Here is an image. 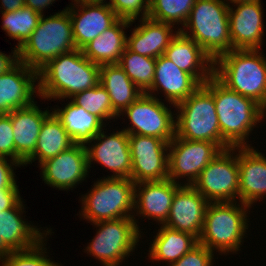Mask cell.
I'll return each mask as SVG.
<instances>
[{
	"label": "cell",
	"mask_w": 266,
	"mask_h": 266,
	"mask_svg": "<svg viewBox=\"0 0 266 266\" xmlns=\"http://www.w3.org/2000/svg\"><path fill=\"white\" fill-rule=\"evenodd\" d=\"M203 86L214 98L222 149L252 147L249 135L266 117V110L253 99L228 89L214 75Z\"/></svg>",
	"instance_id": "6da1fadb"
},
{
	"label": "cell",
	"mask_w": 266,
	"mask_h": 266,
	"mask_svg": "<svg viewBox=\"0 0 266 266\" xmlns=\"http://www.w3.org/2000/svg\"><path fill=\"white\" fill-rule=\"evenodd\" d=\"M100 67L80 49L59 55L38 71L39 99L67 101L76 93L96 87L100 82Z\"/></svg>",
	"instance_id": "7a4b0ae2"
},
{
	"label": "cell",
	"mask_w": 266,
	"mask_h": 266,
	"mask_svg": "<svg viewBox=\"0 0 266 266\" xmlns=\"http://www.w3.org/2000/svg\"><path fill=\"white\" fill-rule=\"evenodd\" d=\"M261 49H233L214 61V76L228 89L266 110V56Z\"/></svg>",
	"instance_id": "3957f363"
},
{
	"label": "cell",
	"mask_w": 266,
	"mask_h": 266,
	"mask_svg": "<svg viewBox=\"0 0 266 266\" xmlns=\"http://www.w3.org/2000/svg\"><path fill=\"white\" fill-rule=\"evenodd\" d=\"M250 209L240 201L209 202L198 243L221 256L238 254L247 236Z\"/></svg>",
	"instance_id": "277c9868"
},
{
	"label": "cell",
	"mask_w": 266,
	"mask_h": 266,
	"mask_svg": "<svg viewBox=\"0 0 266 266\" xmlns=\"http://www.w3.org/2000/svg\"><path fill=\"white\" fill-rule=\"evenodd\" d=\"M229 5L224 0H196L182 29L215 61L233 50L229 29Z\"/></svg>",
	"instance_id": "5b68a950"
},
{
	"label": "cell",
	"mask_w": 266,
	"mask_h": 266,
	"mask_svg": "<svg viewBox=\"0 0 266 266\" xmlns=\"http://www.w3.org/2000/svg\"><path fill=\"white\" fill-rule=\"evenodd\" d=\"M67 7L54 15H41L37 27L19 49V60L37 72L50 60L75 50Z\"/></svg>",
	"instance_id": "8992f818"
},
{
	"label": "cell",
	"mask_w": 266,
	"mask_h": 266,
	"mask_svg": "<svg viewBox=\"0 0 266 266\" xmlns=\"http://www.w3.org/2000/svg\"><path fill=\"white\" fill-rule=\"evenodd\" d=\"M135 183L129 178L101 177L90 191L79 199V217L97 223L120 218H133Z\"/></svg>",
	"instance_id": "52a82bcc"
},
{
	"label": "cell",
	"mask_w": 266,
	"mask_h": 266,
	"mask_svg": "<svg viewBox=\"0 0 266 266\" xmlns=\"http://www.w3.org/2000/svg\"><path fill=\"white\" fill-rule=\"evenodd\" d=\"M175 109V136L190 141L213 142L222 148L214 98L203 85Z\"/></svg>",
	"instance_id": "ba28073f"
},
{
	"label": "cell",
	"mask_w": 266,
	"mask_h": 266,
	"mask_svg": "<svg viewBox=\"0 0 266 266\" xmlns=\"http://www.w3.org/2000/svg\"><path fill=\"white\" fill-rule=\"evenodd\" d=\"M96 228V235L88 243L84 252L92 255L101 265L121 266L139 245L143 236L134 218H120L115 220L92 223ZM137 246V247H136Z\"/></svg>",
	"instance_id": "9c48e42d"
},
{
	"label": "cell",
	"mask_w": 266,
	"mask_h": 266,
	"mask_svg": "<svg viewBox=\"0 0 266 266\" xmlns=\"http://www.w3.org/2000/svg\"><path fill=\"white\" fill-rule=\"evenodd\" d=\"M171 106L175 108V105L166 104L161 98L143 93L119 115V118L122 115L130 122L123 130L129 135L151 136L171 142L176 123L175 110L171 111Z\"/></svg>",
	"instance_id": "30bf717a"
},
{
	"label": "cell",
	"mask_w": 266,
	"mask_h": 266,
	"mask_svg": "<svg viewBox=\"0 0 266 266\" xmlns=\"http://www.w3.org/2000/svg\"><path fill=\"white\" fill-rule=\"evenodd\" d=\"M192 186L208 202L239 201L237 147L222 150L201 171Z\"/></svg>",
	"instance_id": "8fae6325"
},
{
	"label": "cell",
	"mask_w": 266,
	"mask_h": 266,
	"mask_svg": "<svg viewBox=\"0 0 266 266\" xmlns=\"http://www.w3.org/2000/svg\"><path fill=\"white\" fill-rule=\"evenodd\" d=\"M222 150L213 142L190 141L174 136L168 148V179L181 185H192Z\"/></svg>",
	"instance_id": "7c38bea8"
},
{
	"label": "cell",
	"mask_w": 266,
	"mask_h": 266,
	"mask_svg": "<svg viewBox=\"0 0 266 266\" xmlns=\"http://www.w3.org/2000/svg\"><path fill=\"white\" fill-rule=\"evenodd\" d=\"M131 180L134 183L168 179L169 142L151 136L129 135Z\"/></svg>",
	"instance_id": "4fadbf2b"
},
{
	"label": "cell",
	"mask_w": 266,
	"mask_h": 266,
	"mask_svg": "<svg viewBox=\"0 0 266 266\" xmlns=\"http://www.w3.org/2000/svg\"><path fill=\"white\" fill-rule=\"evenodd\" d=\"M104 130H107V128L104 127L85 145L89 170L94 162V164L103 165L104 168L113 173L107 175V178L131 179L132 162L129 134L123 129L112 133H107Z\"/></svg>",
	"instance_id": "5bb4252c"
},
{
	"label": "cell",
	"mask_w": 266,
	"mask_h": 266,
	"mask_svg": "<svg viewBox=\"0 0 266 266\" xmlns=\"http://www.w3.org/2000/svg\"><path fill=\"white\" fill-rule=\"evenodd\" d=\"M45 184L60 191L73 190L89 176L87 150L83 144H74L57 156L39 165Z\"/></svg>",
	"instance_id": "9a60e30c"
},
{
	"label": "cell",
	"mask_w": 266,
	"mask_h": 266,
	"mask_svg": "<svg viewBox=\"0 0 266 266\" xmlns=\"http://www.w3.org/2000/svg\"><path fill=\"white\" fill-rule=\"evenodd\" d=\"M261 2L255 0L229 6V29L233 49H260L263 45L265 26Z\"/></svg>",
	"instance_id": "2e32d148"
},
{
	"label": "cell",
	"mask_w": 266,
	"mask_h": 266,
	"mask_svg": "<svg viewBox=\"0 0 266 266\" xmlns=\"http://www.w3.org/2000/svg\"><path fill=\"white\" fill-rule=\"evenodd\" d=\"M180 186L181 184L170 179L135 183L133 218L141 233L143 229H140L138 225L139 219H151L158 222V225H163L166 222L173 196ZM135 216H138V219Z\"/></svg>",
	"instance_id": "e0dca14e"
},
{
	"label": "cell",
	"mask_w": 266,
	"mask_h": 266,
	"mask_svg": "<svg viewBox=\"0 0 266 266\" xmlns=\"http://www.w3.org/2000/svg\"><path fill=\"white\" fill-rule=\"evenodd\" d=\"M67 11L75 46L80 50L119 19L108 3L71 2Z\"/></svg>",
	"instance_id": "ac0fdd59"
},
{
	"label": "cell",
	"mask_w": 266,
	"mask_h": 266,
	"mask_svg": "<svg viewBox=\"0 0 266 266\" xmlns=\"http://www.w3.org/2000/svg\"><path fill=\"white\" fill-rule=\"evenodd\" d=\"M208 204L192 185H181L173 196L169 216L163 225L199 238Z\"/></svg>",
	"instance_id": "d6986e66"
},
{
	"label": "cell",
	"mask_w": 266,
	"mask_h": 266,
	"mask_svg": "<svg viewBox=\"0 0 266 266\" xmlns=\"http://www.w3.org/2000/svg\"><path fill=\"white\" fill-rule=\"evenodd\" d=\"M38 93V72L19 62L0 75V114L31 105Z\"/></svg>",
	"instance_id": "ffe728a7"
},
{
	"label": "cell",
	"mask_w": 266,
	"mask_h": 266,
	"mask_svg": "<svg viewBox=\"0 0 266 266\" xmlns=\"http://www.w3.org/2000/svg\"><path fill=\"white\" fill-rule=\"evenodd\" d=\"M200 86L201 84L191 74L181 70L172 61L161 55L156 59L154 81L146 93L158 98L157 94L163 92L162 97L165 99L161 100L176 106Z\"/></svg>",
	"instance_id": "44dd1931"
},
{
	"label": "cell",
	"mask_w": 266,
	"mask_h": 266,
	"mask_svg": "<svg viewBox=\"0 0 266 266\" xmlns=\"http://www.w3.org/2000/svg\"><path fill=\"white\" fill-rule=\"evenodd\" d=\"M239 201L252 206L266 198V157L253 147H237Z\"/></svg>",
	"instance_id": "7402d4cb"
},
{
	"label": "cell",
	"mask_w": 266,
	"mask_h": 266,
	"mask_svg": "<svg viewBox=\"0 0 266 266\" xmlns=\"http://www.w3.org/2000/svg\"><path fill=\"white\" fill-rule=\"evenodd\" d=\"M164 56L201 85L214 75L213 59L194 40L180 32L170 41Z\"/></svg>",
	"instance_id": "603a6c76"
},
{
	"label": "cell",
	"mask_w": 266,
	"mask_h": 266,
	"mask_svg": "<svg viewBox=\"0 0 266 266\" xmlns=\"http://www.w3.org/2000/svg\"><path fill=\"white\" fill-rule=\"evenodd\" d=\"M34 101L27 107L13 110L10 113L16 162L24 166L25 161L34 153L41 126L44 120L52 113L37 106Z\"/></svg>",
	"instance_id": "cb8c5ba5"
},
{
	"label": "cell",
	"mask_w": 266,
	"mask_h": 266,
	"mask_svg": "<svg viewBox=\"0 0 266 266\" xmlns=\"http://www.w3.org/2000/svg\"><path fill=\"white\" fill-rule=\"evenodd\" d=\"M23 199L14 207L0 212V237L13 251L26 250L35 246L52 229L33 225L26 221V213ZM25 210V211H24Z\"/></svg>",
	"instance_id": "d4e9b609"
},
{
	"label": "cell",
	"mask_w": 266,
	"mask_h": 266,
	"mask_svg": "<svg viewBox=\"0 0 266 266\" xmlns=\"http://www.w3.org/2000/svg\"><path fill=\"white\" fill-rule=\"evenodd\" d=\"M140 24L132 28L131 34L127 35L126 47L139 55L157 59L164 55L170 41L179 30L176 26L158 22L150 18L139 19ZM175 29V31L173 30Z\"/></svg>",
	"instance_id": "484cf974"
},
{
	"label": "cell",
	"mask_w": 266,
	"mask_h": 266,
	"mask_svg": "<svg viewBox=\"0 0 266 266\" xmlns=\"http://www.w3.org/2000/svg\"><path fill=\"white\" fill-rule=\"evenodd\" d=\"M133 21L118 19L111 27L90 41L81 50L92 63L118 64L127 45V32ZM127 28V29H126Z\"/></svg>",
	"instance_id": "4316f807"
},
{
	"label": "cell",
	"mask_w": 266,
	"mask_h": 266,
	"mask_svg": "<svg viewBox=\"0 0 266 266\" xmlns=\"http://www.w3.org/2000/svg\"><path fill=\"white\" fill-rule=\"evenodd\" d=\"M154 239L150 241L148 259L170 265L198 245V238L190 233L159 225Z\"/></svg>",
	"instance_id": "83f0119b"
},
{
	"label": "cell",
	"mask_w": 266,
	"mask_h": 266,
	"mask_svg": "<svg viewBox=\"0 0 266 266\" xmlns=\"http://www.w3.org/2000/svg\"><path fill=\"white\" fill-rule=\"evenodd\" d=\"M61 108H52V113L61 122L75 144L86 145L106 125L95 115L88 113L71 100Z\"/></svg>",
	"instance_id": "f1b7e54d"
},
{
	"label": "cell",
	"mask_w": 266,
	"mask_h": 266,
	"mask_svg": "<svg viewBox=\"0 0 266 266\" xmlns=\"http://www.w3.org/2000/svg\"><path fill=\"white\" fill-rule=\"evenodd\" d=\"M99 84L108 92L112 108L118 115L143 94L118 64L101 65Z\"/></svg>",
	"instance_id": "f546056e"
},
{
	"label": "cell",
	"mask_w": 266,
	"mask_h": 266,
	"mask_svg": "<svg viewBox=\"0 0 266 266\" xmlns=\"http://www.w3.org/2000/svg\"><path fill=\"white\" fill-rule=\"evenodd\" d=\"M75 143L64 129L61 122L51 113L43 122L34 153L25 161L24 166L37 161L39 165L45 160L57 156Z\"/></svg>",
	"instance_id": "4dcf8cb0"
},
{
	"label": "cell",
	"mask_w": 266,
	"mask_h": 266,
	"mask_svg": "<svg viewBox=\"0 0 266 266\" xmlns=\"http://www.w3.org/2000/svg\"><path fill=\"white\" fill-rule=\"evenodd\" d=\"M1 14V28L5 31L9 39L11 37V39L18 41L15 47L19 50L37 27L41 14L25 5L16 11Z\"/></svg>",
	"instance_id": "1f68e13d"
},
{
	"label": "cell",
	"mask_w": 266,
	"mask_h": 266,
	"mask_svg": "<svg viewBox=\"0 0 266 266\" xmlns=\"http://www.w3.org/2000/svg\"><path fill=\"white\" fill-rule=\"evenodd\" d=\"M118 65L143 93L151 88L154 81L155 58L139 55L126 47Z\"/></svg>",
	"instance_id": "d6a6232c"
},
{
	"label": "cell",
	"mask_w": 266,
	"mask_h": 266,
	"mask_svg": "<svg viewBox=\"0 0 266 266\" xmlns=\"http://www.w3.org/2000/svg\"><path fill=\"white\" fill-rule=\"evenodd\" d=\"M69 99L88 113L97 116L105 125H108L106 124L107 121L113 120L115 122V119H119V115L112 108L108 92L100 84L76 93Z\"/></svg>",
	"instance_id": "836d02e7"
},
{
	"label": "cell",
	"mask_w": 266,
	"mask_h": 266,
	"mask_svg": "<svg viewBox=\"0 0 266 266\" xmlns=\"http://www.w3.org/2000/svg\"><path fill=\"white\" fill-rule=\"evenodd\" d=\"M196 0H150L148 18L182 29ZM181 24V27L179 26ZM179 27V28H178Z\"/></svg>",
	"instance_id": "e575fe53"
},
{
	"label": "cell",
	"mask_w": 266,
	"mask_h": 266,
	"mask_svg": "<svg viewBox=\"0 0 266 266\" xmlns=\"http://www.w3.org/2000/svg\"><path fill=\"white\" fill-rule=\"evenodd\" d=\"M52 230L35 246L26 250L11 252L7 257L0 260L1 266H61L62 263L50 259L46 248L47 236L52 235ZM48 253V254H47Z\"/></svg>",
	"instance_id": "d590c367"
},
{
	"label": "cell",
	"mask_w": 266,
	"mask_h": 266,
	"mask_svg": "<svg viewBox=\"0 0 266 266\" xmlns=\"http://www.w3.org/2000/svg\"><path fill=\"white\" fill-rule=\"evenodd\" d=\"M149 2L150 0H109L108 4L120 19L135 23L137 19L148 17Z\"/></svg>",
	"instance_id": "8d00e7d4"
},
{
	"label": "cell",
	"mask_w": 266,
	"mask_h": 266,
	"mask_svg": "<svg viewBox=\"0 0 266 266\" xmlns=\"http://www.w3.org/2000/svg\"><path fill=\"white\" fill-rule=\"evenodd\" d=\"M215 253L201 244L196 245L178 261L168 266H214Z\"/></svg>",
	"instance_id": "74e56055"
},
{
	"label": "cell",
	"mask_w": 266,
	"mask_h": 266,
	"mask_svg": "<svg viewBox=\"0 0 266 266\" xmlns=\"http://www.w3.org/2000/svg\"><path fill=\"white\" fill-rule=\"evenodd\" d=\"M0 155L16 161V150L10 113L0 114Z\"/></svg>",
	"instance_id": "f35d334b"
},
{
	"label": "cell",
	"mask_w": 266,
	"mask_h": 266,
	"mask_svg": "<svg viewBox=\"0 0 266 266\" xmlns=\"http://www.w3.org/2000/svg\"><path fill=\"white\" fill-rule=\"evenodd\" d=\"M10 162V163H9ZM21 165L8 157L0 155V190L1 189H19L16 181L14 169Z\"/></svg>",
	"instance_id": "ab89813d"
},
{
	"label": "cell",
	"mask_w": 266,
	"mask_h": 266,
	"mask_svg": "<svg viewBox=\"0 0 266 266\" xmlns=\"http://www.w3.org/2000/svg\"><path fill=\"white\" fill-rule=\"evenodd\" d=\"M20 189H1L0 190V212L14 208L21 200Z\"/></svg>",
	"instance_id": "60d3db41"
},
{
	"label": "cell",
	"mask_w": 266,
	"mask_h": 266,
	"mask_svg": "<svg viewBox=\"0 0 266 266\" xmlns=\"http://www.w3.org/2000/svg\"><path fill=\"white\" fill-rule=\"evenodd\" d=\"M8 55L0 51V75L9 72L19 62V50L15 47Z\"/></svg>",
	"instance_id": "b9f144b4"
},
{
	"label": "cell",
	"mask_w": 266,
	"mask_h": 266,
	"mask_svg": "<svg viewBox=\"0 0 266 266\" xmlns=\"http://www.w3.org/2000/svg\"><path fill=\"white\" fill-rule=\"evenodd\" d=\"M25 6L30 7L32 10L39 12L43 15L46 8L56 2V0H25Z\"/></svg>",
	"instance_id": "7bdbcfd3"
},
{
	"label": "cell",
	"mask_w": 266,
	"mask_h": 266,
	"mask_svg": "<svg viewBox=\"0 0 266 266\" xmlns=\"http://www.w3.org/2000/svg\"><path fill=\"white\" fill-rule=\"evenodd\" d=\"M25 0H0L1 3V13L16 11L25 5Z\"/></svg>",
	"instance_id": "ee69618b"
},
{
	"label": "cell",
	"mask_w": 266,
	"mask_h": 266,
	"mask_svg": "<svg viewBox=\"0 0 266 266\" xmlns=\"http://www.w3.org/2000/svg\"><path fill=\"white\" fill-rule=\"evenodd\" d=\"M11 252H13L4 242L3 238L0 237V260L7 257Z\"/></svg>",
	"instance_id": "f6af8a7d"
},
{
	"label": "cell",
	"mask_w": 266,
	"mask_h": 266,
	"mask_svg": "<svg viewBox=\"0 0 266 266\" xmlns=\"http://www.w3.org/2000/svg\"><path fill=\"white\" fill-rule=\"evenodd\" d=\"M72 2L80 3H108L106 0H71Z\"/></svg>",
	"instance_id": "bcb514c9"
},
{
	"label": "cell",
	"mask_w": 266,
	"mask_h": 266,
	"mask_svg": "<svg viewBox=\"0 0 266 266\" xmlns=\"http://www.w3.org/2000/svg\"><path fill=\"white\" fill-rule=\"evenodd\" d=\"M229 6L230 4H236V3H241V2H251L255 0H224Z\"/></svg>",
	"instance_id": "7dc6e473"
}]
</instances>
